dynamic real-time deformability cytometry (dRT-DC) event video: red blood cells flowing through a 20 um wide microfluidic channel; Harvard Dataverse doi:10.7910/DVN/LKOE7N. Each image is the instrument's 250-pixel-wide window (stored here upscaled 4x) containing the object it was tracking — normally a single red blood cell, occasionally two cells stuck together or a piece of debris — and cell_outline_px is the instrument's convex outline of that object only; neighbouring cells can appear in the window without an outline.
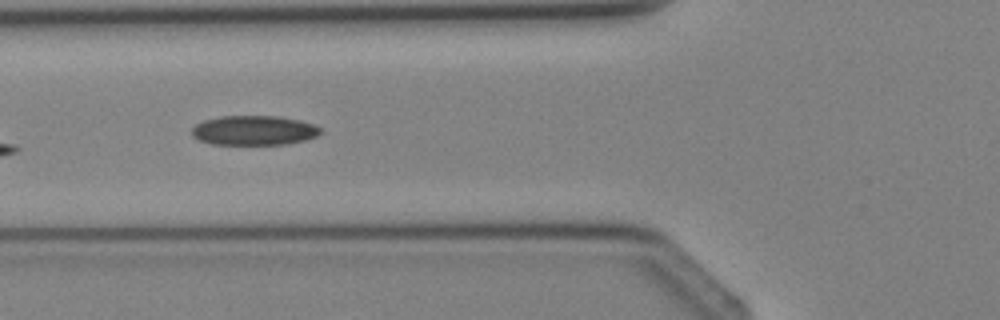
{"species": "Egyptian fruit bat (a non-hibernating species)", "species_latin": "Rousettus aegyptiacus", "temperature_condition": "cold", "stored_images_in_passage": 6, "camera_frame_rate_fps": 3000, "um_per_image_px": 0.085, "animal": {"sex": "female"}, "frame": {"image": 1, "passage_image": 5, "time_ms": 4.667, "image_size_px": [1000, 320], "cell_outline_px": [[324, 132], [316, 136], [304, 140], [288, 144], [212, 144], [200, 140], [192, 136], [192, 128], [196, 124], [204, 120], [220, 116], [276, 116], [300, 120], [312, 124], [320, 128]], "centroid_in_image_um": [21.59, 11.08], "position_along_channel_um": 104.2, "area_um2": 22.14}}
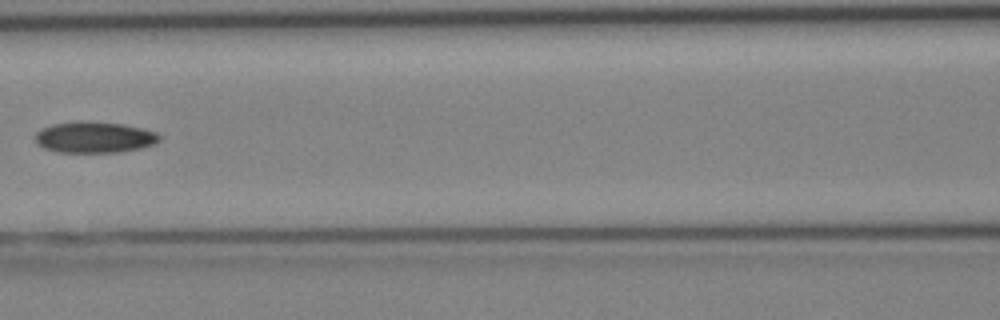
{"frame": {"image": 2, "passage_image": 6, "time_ms": 5.667, "image_size_px": [1000, 320], "cell_outline_px": [[160, 140], [152, 144], [140, 148], [120, 152], [60, 152], [44, 148], [36, 144], [36, 132], [52, 124], [80, 120], [84, 120], [124, 124], [144, 128], [156, 132], [160, 136]], "centroid_in_image_um": [8.03, 11.65], "position_along_channel_um": 158.6, "area_um2": 22.66}}